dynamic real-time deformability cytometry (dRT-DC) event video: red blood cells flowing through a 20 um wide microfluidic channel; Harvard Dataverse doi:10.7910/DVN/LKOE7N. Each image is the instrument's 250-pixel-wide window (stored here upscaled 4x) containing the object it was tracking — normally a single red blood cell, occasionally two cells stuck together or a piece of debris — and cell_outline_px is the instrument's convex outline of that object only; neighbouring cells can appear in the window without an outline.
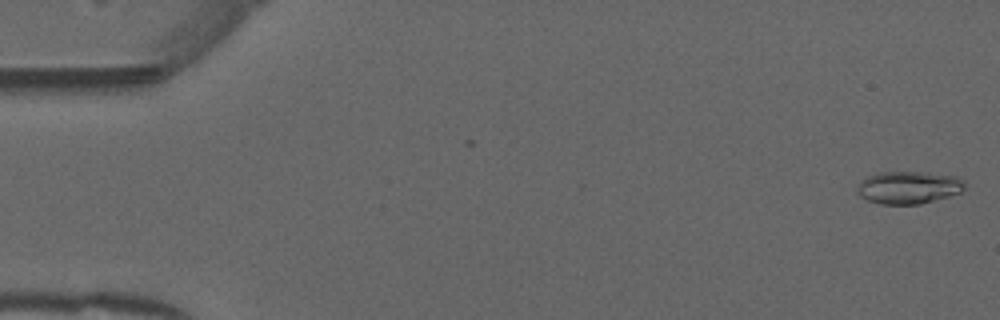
{"species": "common noctule bat (a hibernating species)", "species_latin": "Nyctalus noctula", "temperature_condition": "warm", "stored_images_in_passage": 51, "camera_frame_rate_fps": 3000, "um_per_image_px": 0.085, "animal": {"sex": "male", "forearm_length_mm": 52.5}, "frame": {"image": 1, "passage_image": 1, "time_ms": 0.0, "image_size_px": [1000, 320], "cell_outline_px": [[964, 188], [960, 192], [948, 196], [920, 204], [880, 204], [868, 200], [860, 196], [856, 192], [864, 176], [876, 172], [928, 172], [956, 176], [964, 180]], "centroid_in_image_um": [77.21, 15.92], "position_along_channel_um": 7.8, "area_um2": 20.46}}
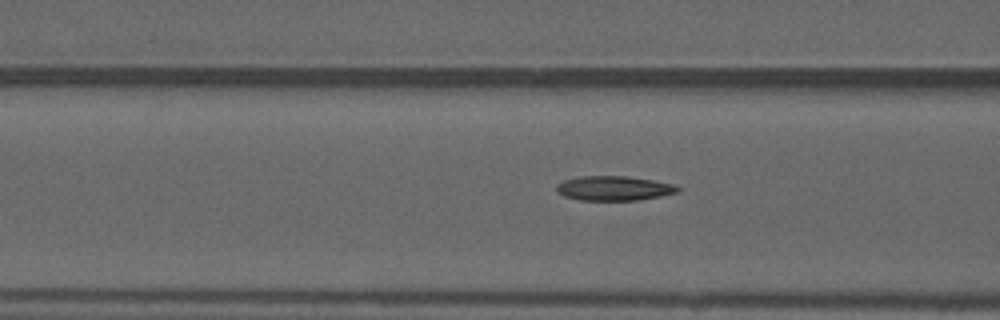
{"frame": {"image": 2, "passage_image": 20, "time_ms": 6.333, "image_size_px": [1000, 320], "cell_outline_px": [[680, 188], [676, 192], [660, 196], [636, 200], [580, 200], [564, 196], [556, 192], [556, 184], [564, 180], [580, 176], [628, 176], [676, 184]], "centroid_in_image_um": [52.15, 16.0], "position_along_channel_um": 114.4, "area_um2": 17.34}}
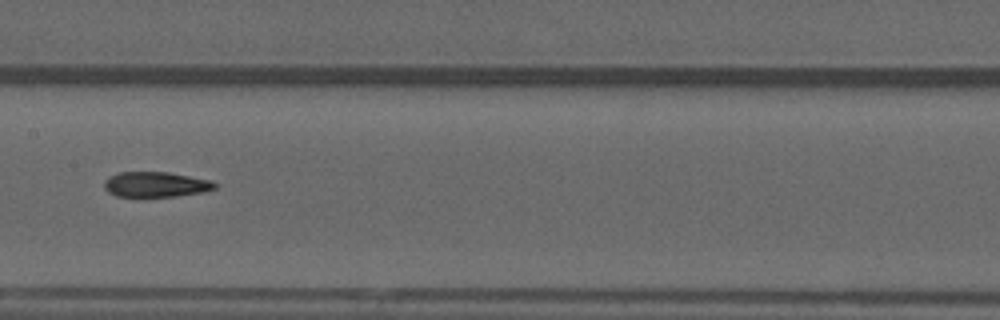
{"frame": {"image": 3, "passage_image": 26, "time_ms": 8.333, "image_size_px": [1000, 320], "cell_outline_px": [[216, 188], [204, 192], [176, 196], [116, 196], [108, 192], [104, 188], [104, 180], [108, 176], [120, 172], [168, 172], [212, 180], [216, 184]], "centroid_in_image_um": [13.23, 15.67], "position_along_channel_um": 194.2, "area_um2": 16.3}, "authors_computed_cell_mechanics": {"area_um2": 17.34, "velocity_mm_per_s": 3.9813, "shape_relaxation_time_tau1_ms": null, "shape_relaxation_time_tau2_ms": 2.3621, "deformation_change_tau1": null, "deformation_change_tau2": 0.0986}}